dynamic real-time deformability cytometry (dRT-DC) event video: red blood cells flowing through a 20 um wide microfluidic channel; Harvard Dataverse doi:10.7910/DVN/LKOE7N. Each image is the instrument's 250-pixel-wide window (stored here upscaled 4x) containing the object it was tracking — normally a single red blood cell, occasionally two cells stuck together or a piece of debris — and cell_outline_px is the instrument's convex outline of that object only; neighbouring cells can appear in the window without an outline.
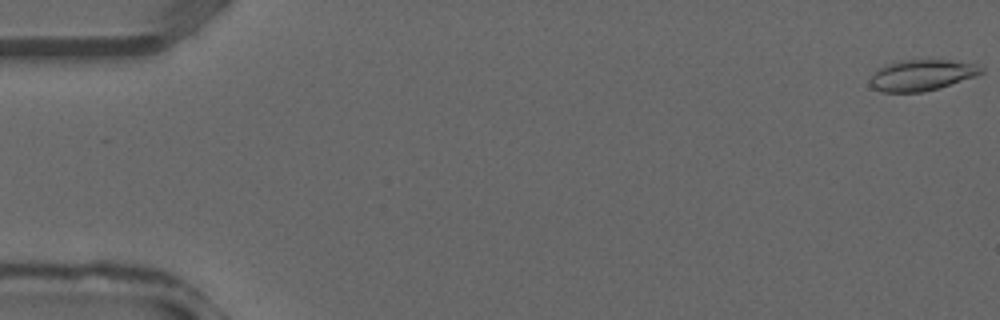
{"species": "common noctule bat (a hibernating species)", "species_latin": "Nyctalus noctula", "temperature_condition": "warm", "stored_images_in_passage": 38, "camera_frame_rate_fps": 3000, "um_per_image_px": 0.085, "animal": {"sex": "male", "forearm_length_mm": 52.5}, "frame": {"image": 1, "passage_image": 1, "time_ms": 0.0, "image_size_px": [1000, 320], "cell_outline_px": [[984, 72], [976, 76], [940, 88], [924, 92], [880, 92], [872, 88], [868, 84], [868, 80], [880, 68], [888, 64], [900, 60], [948, 60], [976, 64], [984, 68]], "centroid_in_image_um": [78.35, 6.4], "position_along_channel_um": 6.7, "area_um2": 20.17}}
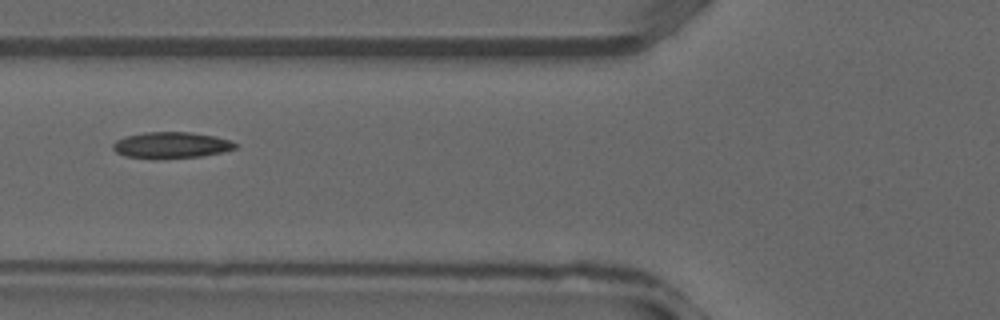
{"frame": {"image": 2, "passage_image": 15, "time_ms": 4.667, "image_size_px": [1000, 320], "cell_outline_px": [[240, 144], [236, 148], [224, 152], [200, 156], [164, 160], [156, 160], [124, 156], [116, 152], [112, 148], [112, 144], [116, 140], [124, 136], [144, 132], [192, 132], [216, 136]], "centroid_in_image_um": [14.54, 12.35], "position_along_channel_um": 111.3, "area_um2": 19.31}}
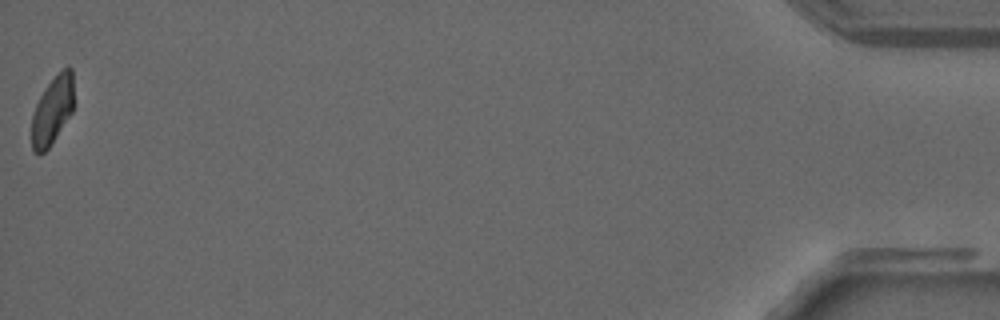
{"frame": {"image": 3, "passage_image": 38, "time_ms": 12.333, "image_size_px": [1000, 320], "cell_outline_px": [[72, 112], [48, 148], [44, 152], [32, 152], [32, 116], [36, 104], [44, 88], [68, 64], [72, 68]], "centroid_in_image_um": [4.44, 9.38], "position_along_channel_um": 430.8, "area_um2": 16.24}}